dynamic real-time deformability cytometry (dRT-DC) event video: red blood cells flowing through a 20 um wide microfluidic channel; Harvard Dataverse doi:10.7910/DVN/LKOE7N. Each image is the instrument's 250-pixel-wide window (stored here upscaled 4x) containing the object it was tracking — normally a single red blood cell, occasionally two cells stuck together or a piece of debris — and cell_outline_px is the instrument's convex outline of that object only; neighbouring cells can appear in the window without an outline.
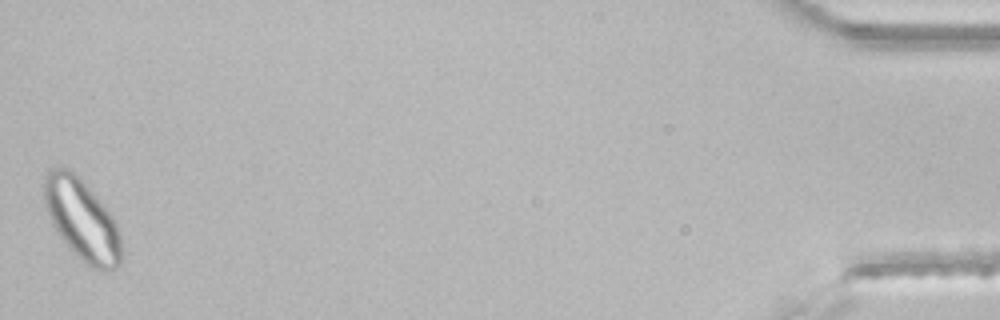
{"species": "common noctule bat (a hibernating species)", "species_latin": "Nyctalus noctula", "temperature_condition": "room temperature", "stored_images_in_passage": 45, "segment_of_instrument_passage": [2, 2], "camera_frame_rate_fps": 3000, "um_per_image_px": 0.085, "animal": {"sex": "male", "body_mass_g": 21.5, "forearm_length_mm": 52.0}, "frame": {"image": 1, "passage_image": 45, "time_ms": 14.667, "image_size_px": [1000, 320], "cell_outline_px": [[124, 252], [120, 264], [112, 272], [100, 272], [92, 268], [76, 256], [68, 248], [52, 224], [44, 204], [44, 180], [48, 172], [60, 164], [72, 168], [96, 196], [112, 216], [120, 228]], "centroid_in_image_um": [7.01, 18.71], "position_along_channel_um": 428.2, "area_um2": 37.45}}